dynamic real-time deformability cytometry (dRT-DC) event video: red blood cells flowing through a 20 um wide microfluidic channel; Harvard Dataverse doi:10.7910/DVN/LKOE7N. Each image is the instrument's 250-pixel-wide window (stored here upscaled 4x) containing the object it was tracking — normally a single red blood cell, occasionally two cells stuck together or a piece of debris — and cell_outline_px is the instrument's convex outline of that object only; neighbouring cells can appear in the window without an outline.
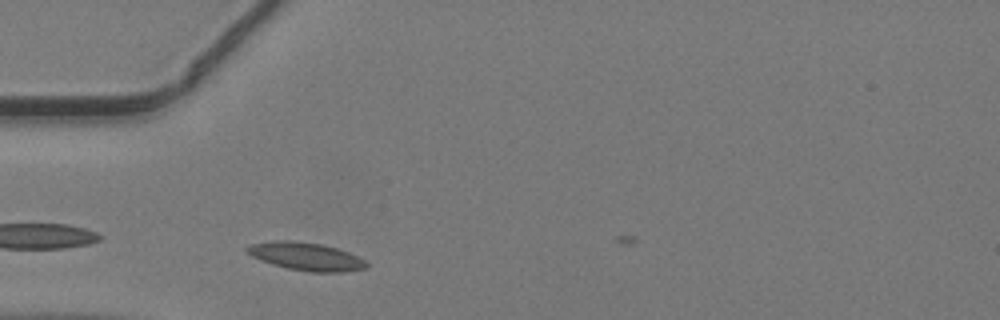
{"species": "common noctule bat (a hibernating species)", "species_latin": "Nyctalus noctula", "temperature_condition": "warm", "stored_images_in_passage": 6, "camera_frame_rate_fps": 3000, "um_per_image_px": 0.085, "animal": {"sex": "male", "body_mass_g": 19.2, "forearm_length_mm": 51.8}, "frame": {"image": 1, "passage_image": 2, "time_ms": 0.333, "image_size_px": [1000, 320], "cell_outline_px": [[368, 264], [364, 268], [344, 272], [308, 272], [288, 268], [272, 264], [260, 260], [252, 256], [244, 248], [252, 244], [276, 240], [292, 240], [320, 244], [336, 248], [348, 252], [364, 260]], "centroid_in_image_um": [25.99, 21.8], "position_along_channel_um": 59.0, "area_um2": 19.25}}
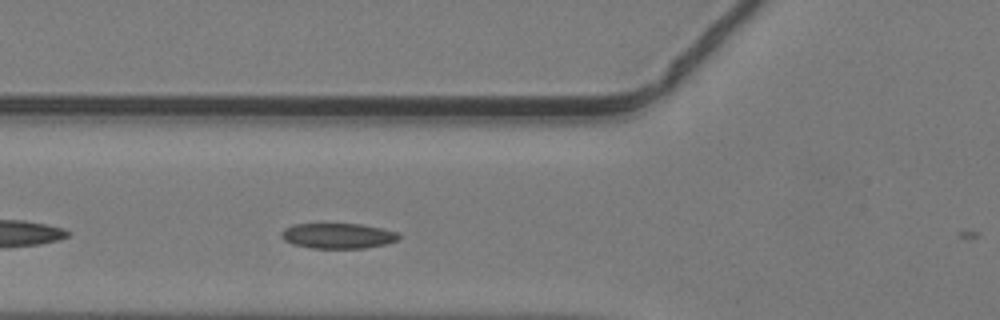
{"frame": {"image": 2, "passage_image": 5, "time_ms": 1.333, "image_size_px": [1000, 320], "cell_outline_px": [[400, 240], [384, 244], [364, 248], [312, 248], [292, 244], [284, 240], [280, 236], [280, 232], [284, 228], [292, 224], [360, 224], [380, 228], [396, 232], [400, 236]], "centroid_in_image_um": [28.68, 20.04], "position_along_channel_um": 97.1, "area_um2": 17.34}}